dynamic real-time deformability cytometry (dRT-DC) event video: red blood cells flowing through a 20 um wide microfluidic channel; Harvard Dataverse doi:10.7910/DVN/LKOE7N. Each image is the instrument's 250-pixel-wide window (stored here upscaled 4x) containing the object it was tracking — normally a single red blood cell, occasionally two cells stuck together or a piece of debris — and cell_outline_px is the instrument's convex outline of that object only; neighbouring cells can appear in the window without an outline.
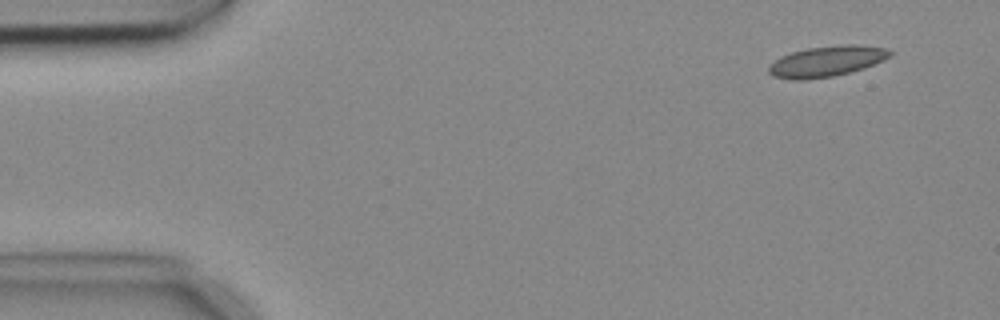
{"species": "common noctule bat (a hibernating species)", "species_latin": "Nyctalus noctula", "temperature_condition": "cold", "stored_images_in_passage": 3, "camera_frame_rate_fps": 3000, "um_per_image_px": 0.085, "animal": {"sex": "female", "body_mass_g": 18.4}, "frame": {"image": 1, "passage_image": 1, "time_ms": 0.0, "image_size_px": [1000, 320], "cell_outline_px": [[892, 56], [864, 68], [832, 76], [804, 80], [792, 80], [772, 76], [768, 72], [768, 64], [780, 56], [792, 52], [808, 48], [844, 44], [860, 44], [884, 48], [892, 52]], "centroid_in_image_um": [70.22, 5.21], "position_along_channel_um": 14.8, "area_um2": 21.73}}